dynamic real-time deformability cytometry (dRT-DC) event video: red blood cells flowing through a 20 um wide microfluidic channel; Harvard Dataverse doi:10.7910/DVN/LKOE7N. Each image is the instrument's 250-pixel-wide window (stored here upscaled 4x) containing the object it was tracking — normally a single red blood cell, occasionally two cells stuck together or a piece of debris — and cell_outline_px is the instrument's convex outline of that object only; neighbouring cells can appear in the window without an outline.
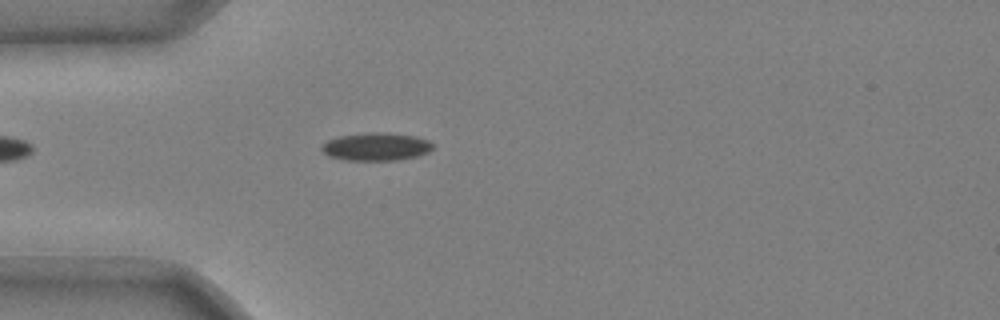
{"species": "common noctule bat (a hibernating species)", "species_latin": "Nyctalus noctula", "temperature_condition": "cold", "stored_images_in_passage": 42, "camera_frame_rate_fps": 3000, "um_per_image_px": 0.085, "animal": {"sex": "male", "body_mass_g": 20.4}, "frame": {"image": 1, "passage_image": 7, "time_ms": 2.0, "image_size_px": [1000, 320], "cell_outline_px": [[432, 148], [428, 152], [416, 156], [396, 160], [344, 160], [328, 156], [320, 148], [328, 140], [340, 136], [368, 132], [380, 132], [416, 136], [428, 140], [432, 144]], "centroid_in_image_um": [31.96, 12.47], "position_along_channel_um": 53.0, "area_um2": 17.92}}
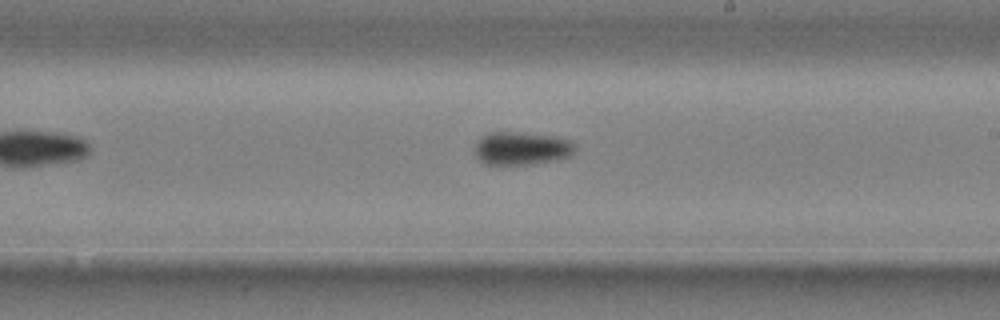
{"frame": {"image": 2, "passage_image": 23, "time_ms": 7.333, "image_size_px": [1000, 320], "cell_outline_px": [[576, 148], [572, 156], [532, 164], [484, 164], [476, 156], [476, 144], [488, 132], [516, 132], [556, 136], [572, 140], [576, 144]], "centroid_in_image_um": [44.4, 12.6], "position_along_channel_um": 244.6, "area_um2": 19.31}}
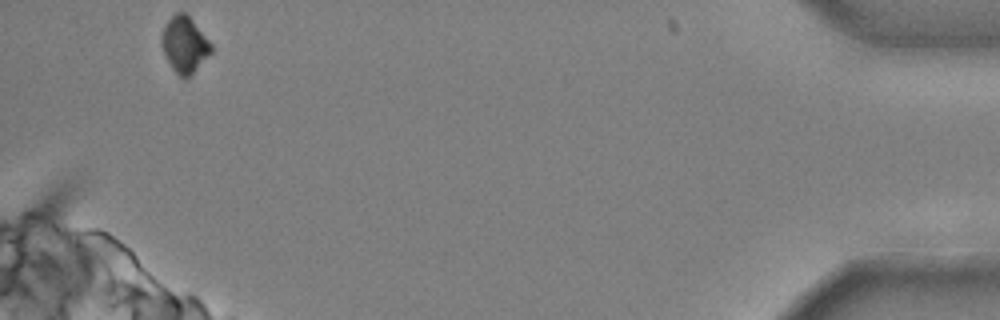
{"frame": {"image": 3, "passage_image": 42, "time_ms": 13.667, "image_size_px": [1000, 320], "cell_outline_px": [[212, 52], [188, 76], [180, 76], [172, 68], [160, 44], [160, 40], [164, 24], [176, 12], [184, 12], [192, 20], [212, 44]], "centroid_in_image_um": [15.66, 3.75], "position_along_channel_um": 419.5, "area_um2": 15.78}, "authors_computed_cell_mechanics": {"area_um2": 18.1781, "velocity_mm_per_s": 3.726, "shape_relaxation_time_tau1_ms": 3.0123, "shape_relaxation_time_tau2_ms": null, "deformation_change_tau1": 0.1151, "deformation_change_tau2": null}}